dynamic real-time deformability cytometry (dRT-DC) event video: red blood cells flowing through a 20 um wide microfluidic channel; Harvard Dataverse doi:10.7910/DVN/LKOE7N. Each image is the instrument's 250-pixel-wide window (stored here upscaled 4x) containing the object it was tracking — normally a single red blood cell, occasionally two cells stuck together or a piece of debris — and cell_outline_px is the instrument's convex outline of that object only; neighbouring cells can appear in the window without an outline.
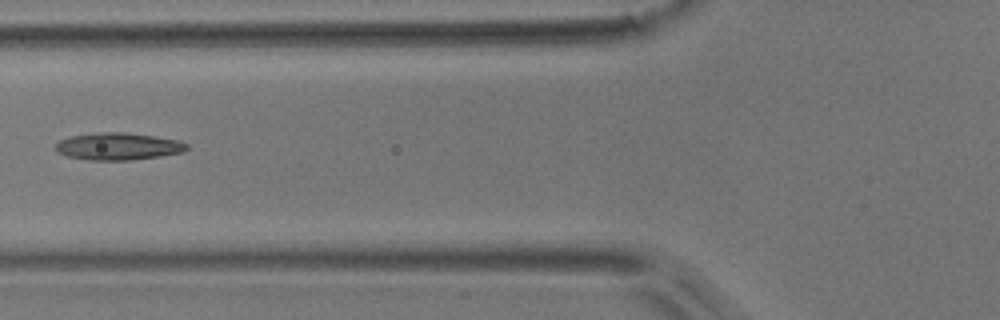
{"species": "common noctule bat (a hibernating species)", "species_latin": "Nyctalus noctula", "temperature_condition": "room temperature", "stored_images_in_passage": 7, "camera_frame_rate_fps": 3000, "um_per_image_px": 0.085, "animal": {"sex": "male", "body_mass_g": 17.9}, "frame": {"image": 1, "passage_image": 6, "time_ms": 1.667, "image_size_px": [1000, 320], "cell_outline_px": [[188, 148], [184, 152], [160, 156], [128, 160], [88, 160], [68, 156], [56, 152], [56, 144], [60, 140], [68, 136], [100, 132], [128, 132], [176, 140], [188, 144]], "centroid_in_image_um": [10.02, 12.44], "position_along_channel_um": 115.8, "area_um2": 20.75}}
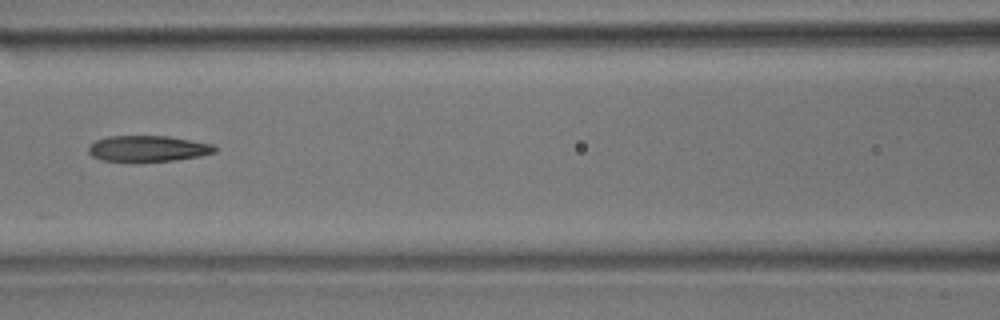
{"frame": {"image": 2, "passage_image": 7, "time_ms": 2.0, "image_size_px": [1000, 320], "cell_outline_px": [[216, 152], [200, 156], [176, 160], [136, 164], [104, 160], [92, 156], [88, 152], [88, 148], [96, 140], [108, 136], [168, 136], [212, 144], [216, 148]], "centroid_in_image_um": [12.55, 12.67], "position_along_channel_um": 154.0, "area_um2": 19.65}}